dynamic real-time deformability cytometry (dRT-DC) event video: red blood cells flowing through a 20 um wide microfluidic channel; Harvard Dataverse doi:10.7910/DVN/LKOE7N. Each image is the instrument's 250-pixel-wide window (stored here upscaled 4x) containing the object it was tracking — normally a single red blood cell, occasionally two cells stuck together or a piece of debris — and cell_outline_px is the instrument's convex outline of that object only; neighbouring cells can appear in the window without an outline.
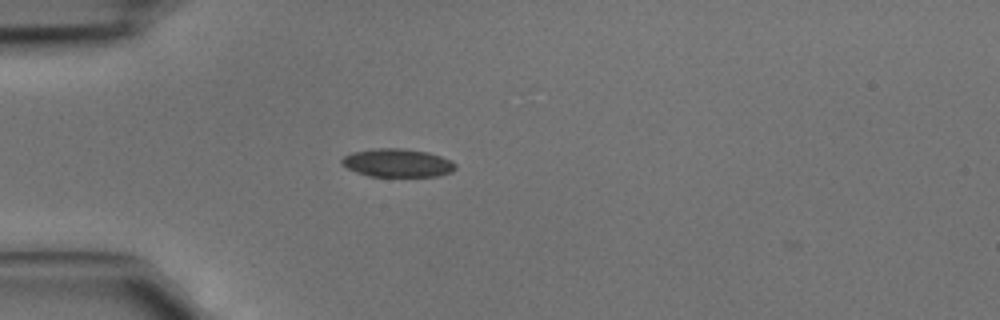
{"species": "common noctule bat (a hibernating species)", "species_latin": "Nyctalus noctula", "temperature_condition": "cold", "stored_images_in_passage": 33, "camera_frame_rate_fps": 3000, "um_per_image_px": 0.085, "animal": {"sex": "male", "body_mass_g": 15.6}, "frame": {"image": 1, "passage_image": 1, "time_ms": 0.0, "image_size_px": [1000, 320], "cell_outline_px": [[456, 168], [452, 172], [436, 176], [368, 176], [356, 172], [348, 168], [340, 160], [344, 156], [352, 152], [372, 148], [404, 148], [428, 152], [452, 160], [456, 164]], "centroid_in_image_um": [33.8, 13.84], "position_along_channel_um": 51.2, "area_um2": 18.79}}
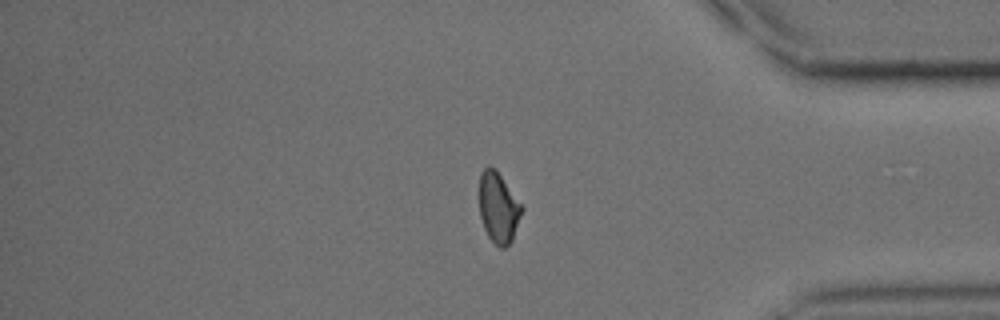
{"frame": {"image": 2, "passage_image": 26, "time_ms": 8.333, "image_size_px": [1000, 320], "cell_outline_px": [[524, 208], [512, 240], [504, 248], [500, 248], [488, 236], [484, 228], [480, 216], [480, 172], [488, 164], [496, 168]], "centroid_in_image_um": [42.37, 17.61], "position_along_channel_um": 392.8, "area_um2": 17.46}}
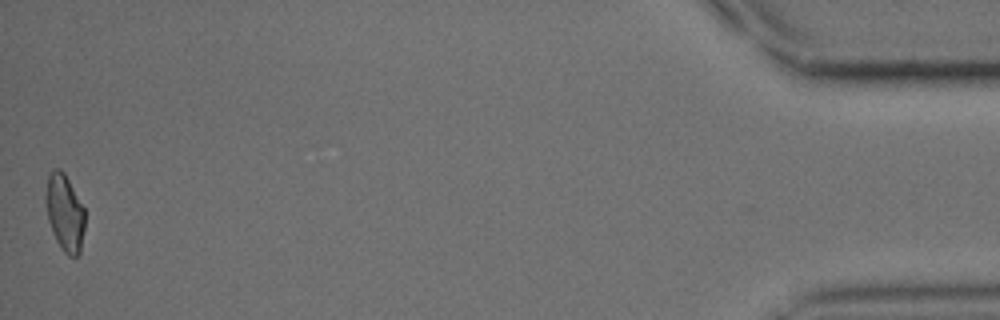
{"frame": {"image": 3, "passage_image": 33, "time_ms": 10.667, "image_size_px": [1000, 320], "cell_outline_px": [[84, 228], [80, 252], [76, 256], [68, 256], [60, 248], [56, 240], [48, 220], [44, 196], [48, 176], [56, 168], [60, 168], [64, 172], [84, 208]], "centroid_in_image_um": [5.49, 18.08], "position_along_channel_um": 429.7, "area_um2": 17.46}}